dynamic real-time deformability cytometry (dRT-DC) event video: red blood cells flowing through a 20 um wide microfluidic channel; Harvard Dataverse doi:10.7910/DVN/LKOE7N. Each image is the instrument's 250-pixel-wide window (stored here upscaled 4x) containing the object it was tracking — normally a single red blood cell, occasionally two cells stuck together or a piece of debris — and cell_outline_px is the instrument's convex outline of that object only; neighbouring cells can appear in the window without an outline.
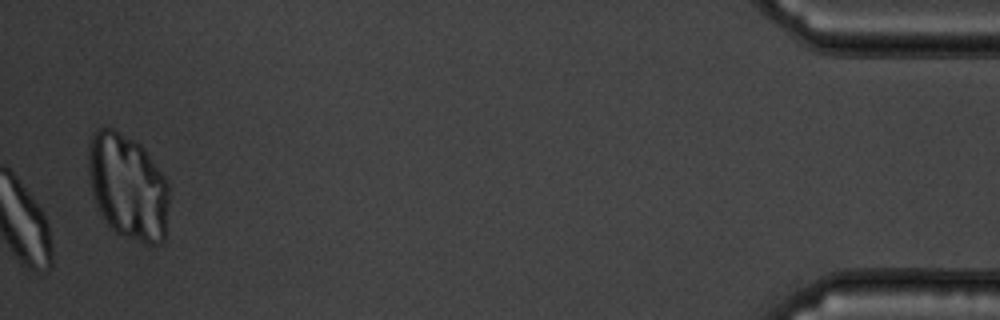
{"species": "common noctule bat (a hibernating species)", "species_latin": "Nyctalus noctula", "temperature_condition": "warm", "stored_images_in_passage": 52, "camera_frame_rate_fps": 3000, "um_per_image_px": 0.085, "animal": {"sex": "male", "body_mass_g": 19.5, "forearm_length_mm": 54.6}, "frame": {"image": 1, "passage_image": 52, "time_ms": 17.0, "image_size_px": [1000, 320], "cell_outline_px": [[168, 204], [164, 240], [160, 244], [144, 244], [124, 236], [116, 232], [104, 220], [96, 204], [92, 192], [88, 172], [88, 144], [92, 132], [96, 128], [104, 124], [136, 140], [140, 144], [164, 176], [168, 184]], "centroid_in_image_um": [10.84, 15.83], "position_along_channel_um": 424.4, "area_um2": 50.05}}